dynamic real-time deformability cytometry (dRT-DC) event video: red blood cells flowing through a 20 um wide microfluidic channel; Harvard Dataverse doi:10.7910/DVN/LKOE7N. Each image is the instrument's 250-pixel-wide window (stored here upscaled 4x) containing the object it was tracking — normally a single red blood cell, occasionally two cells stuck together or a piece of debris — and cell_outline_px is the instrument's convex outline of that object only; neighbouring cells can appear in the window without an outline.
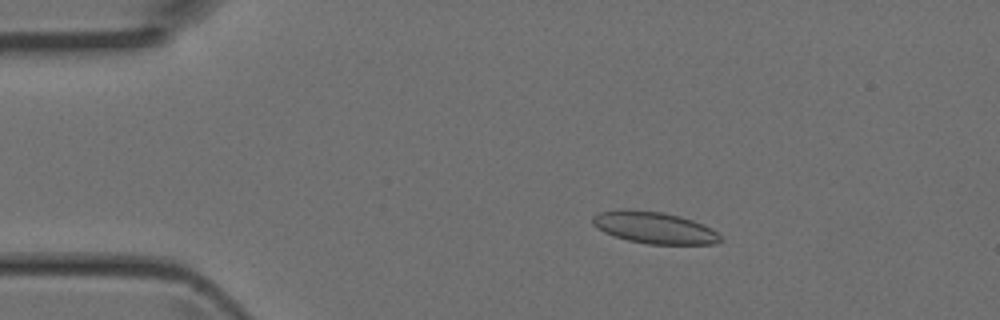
{"species": "Egyptian fruit bat (a non-hibernating species)", "species_latin": "Rousettus aegyptiacus", "temperature_condition": "room temperature", "stored_images_in_passage": 3, "camera_frame_rate_fps": 3000, "um_per_image_px": 0.085, "animal": {"sex": "female"}, "frame": {"image": 1, "passage_image": 2, "time_ms": 0.333, "image_size_px": [1000, 320], "cell_outline_px": [[724, 240], [716, 244], [648, 244], [628, 240], [604, 232], [596, 228], [592, 224], [592, 216], [596, 212], [624, 208], [660, 212], [680, 216], [704, 224], [712, 228]], "centroid_in_image_um": [55.59, 19.34], "position_along_channel_um": 29.4, "area_um2": 23.87}}